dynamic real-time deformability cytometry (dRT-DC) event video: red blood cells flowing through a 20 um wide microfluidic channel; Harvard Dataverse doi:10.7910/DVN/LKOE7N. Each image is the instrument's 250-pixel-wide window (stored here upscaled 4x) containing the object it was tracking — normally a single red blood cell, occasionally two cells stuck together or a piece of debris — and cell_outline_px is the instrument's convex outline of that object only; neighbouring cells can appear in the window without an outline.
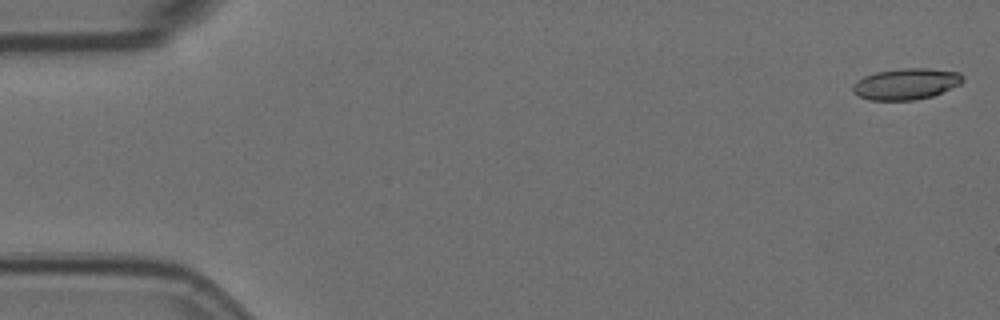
{"species": "Egyptian fruit bat (a non-hibernating species)", "species_latin": "Rousettus aegyptiacus", "temperature_condition": "room temperature", "stored_images_in_passage": 7, "camera_frame_rate_fps": 3000, "um_per_image_px": 0.085, "animal": {"sex": "female"}, "frame": {"image": 1, "passage_image": 1, "time_ms": 0.0, "image_size_px": [1000, 320], "cell_outline_px": [[964, 80], [960, 84], [932, 96], [912, 100], [868, 100], [852, 92], [852, 84], [856, 80], [864, 76], [876, 72], [900, 68], [928, 68], [960, 72], [964, 76]], "centroid_in_image_um": [77.0, 7.12], "position_along_channel_um": 8.0, "area_um2": 20.11}}
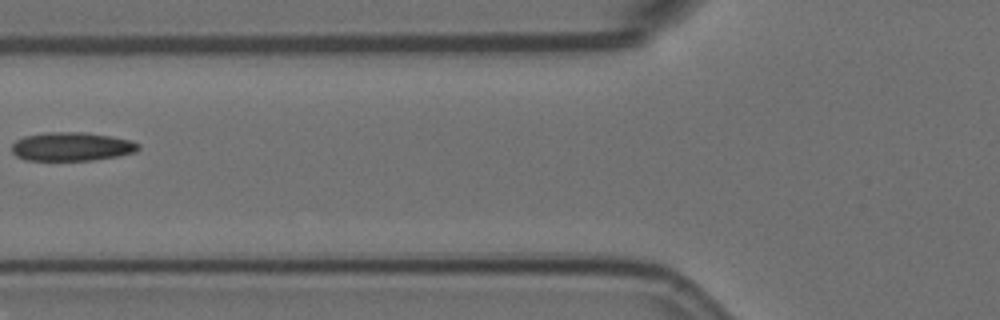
{"frame": {"image": 2, "passage_image": 6, "time_ms": 1.667, "image_size_px": [1000, 320], "cell_outline_px": [[140, 148], [136, 152], [116, 156], [92, 160], [24, 160], [16, 156], [12, 152], [12, 144], [16, 140], [24, 136], [48, 132], [88, 132], [132, 140], [140, 144]], "centroid_in_image_um": [6.1, 12.45], "position_along_channel_um": 119.7, "area_um2": 21.27}}
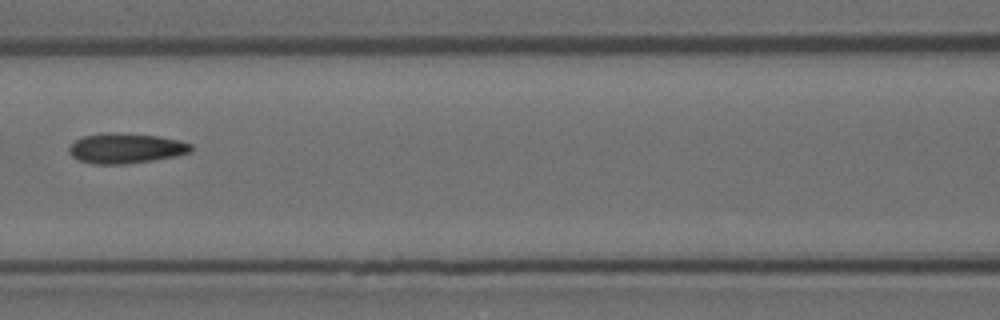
{"frame": {"image": 3, "passage_image": 7, "time_ms": 2.0, "image_size_px": [1000, 320], "cell_outline_px": [[192, 152], [176, 156], [152, 160], [124, 164], [92, 164], [80, 160], [72, 156], [68, 152], [68, 148], [76, 140], [84, 136], [104, 132], [116, 132], [160, 136], [180, 140], [192, 144]], "centroid_in_image_um": [10.71, 12.59], "position_along_channel_um": 155.9, "area_um2": 21.56}}